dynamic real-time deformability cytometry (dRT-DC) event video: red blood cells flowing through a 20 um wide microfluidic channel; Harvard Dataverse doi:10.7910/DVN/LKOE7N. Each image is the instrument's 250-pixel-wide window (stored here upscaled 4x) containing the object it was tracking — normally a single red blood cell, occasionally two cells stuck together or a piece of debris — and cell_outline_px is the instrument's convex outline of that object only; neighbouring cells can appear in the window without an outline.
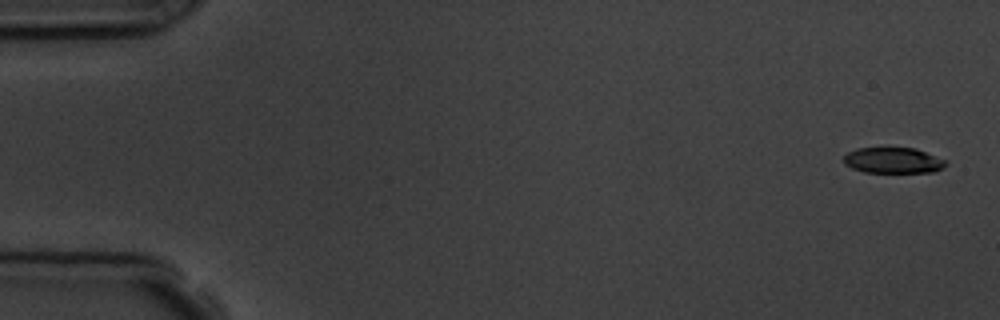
{"species": "common noctule bat (a hibernating species)", "species_latin": "Nyctalus noctula", "temperature_condition": "room temperature", "stored_images_in_passage": 5, "camera_frame_rate_fps": 3000, "um_per_image_px": 0.085, "animal": {"sex": "male", "body_mass_g": 19.5, "forearm_length_mm": 54.6}, "frame": {"image": 1, "passage_image": 1, "time_ms": 0.0, "image_size_px": [1000, 320], "cell_outline_px": [[948, 164], [944, 168], [932, 172], [864, 172], [852, 168], [844, 164], [844, 156], [848, 152], [856, 148], [916, 148], [944, 160]], "centroid_in_image_um": [75.9, 13.63], "position_along_channel_um": 9.1, "area_um2": 15.26}}
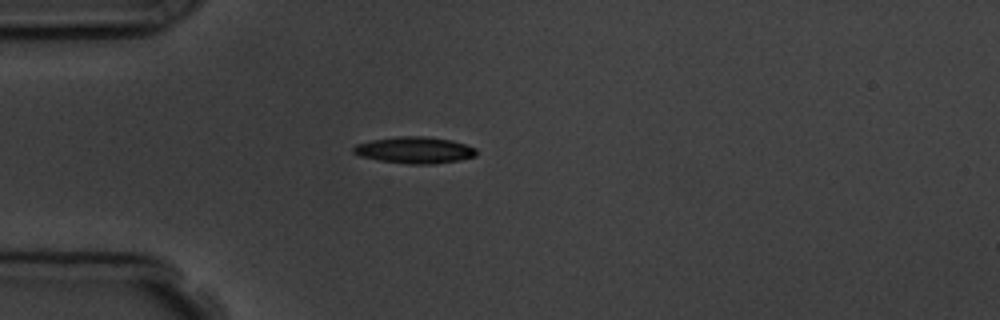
{"frame": {"image": 2, "passage_image": 4, "time_ms": 4.333, "image_size_px": [1000, 320], "cell_outline_px": [[476, 156], [460, 160], [432, 164], [412, 164], [380, 160], [360, 156], [352, 152], [352, 148], [356, 144], [372, 140], [400, 136], [424, 136], [452, 140], [476, 148]], "centroid_in_image_um": [35.25, 12.75], "position_along_channel_um": 49.8, "area_um2": 18.9}}